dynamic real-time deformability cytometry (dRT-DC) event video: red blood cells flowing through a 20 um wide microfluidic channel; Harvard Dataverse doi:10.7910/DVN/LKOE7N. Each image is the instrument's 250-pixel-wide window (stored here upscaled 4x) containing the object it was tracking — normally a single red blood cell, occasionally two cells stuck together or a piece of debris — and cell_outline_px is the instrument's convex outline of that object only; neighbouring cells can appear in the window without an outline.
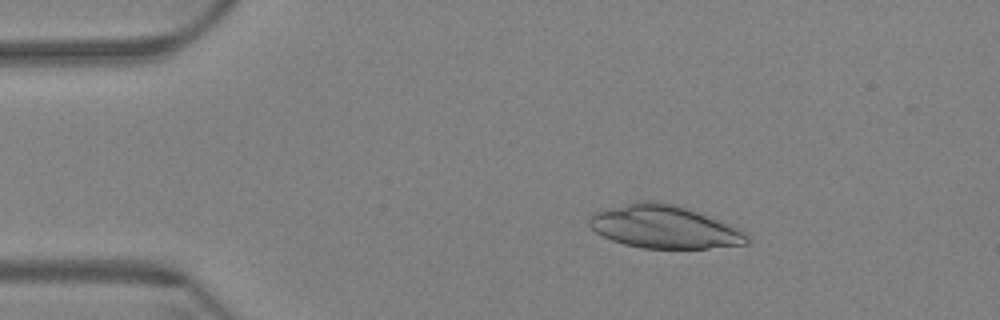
{"species": "Egyptian fruit bat (a non-hibernating species)", "species_latin": "Rousettus aegyptiacus", "temperature_condition": "warm", "stored_images_in_passage": 52, "camera_frame_rate_fps": 3000, "um_per_image_px": 0.085, "animal": {"sex": "female"}, "frame": {"image": 1, "passage_image": 1, "time_ms": 0.0, "image_size_px": [1000, 320], "cell_outline_px": [[748, 244], [708, 248], [640, 248], [624, 244], [612, 240], [596, 232], [588, 224], [588, 216], [596, 212], [636, 200], [660, 200], [692, 208], [720, 220], [744, 232], [748, 236]], "centroid_in_image_um": [56.45, 19.25], "position_along_channel_um": 28.6, "area_um2": 39.82}}
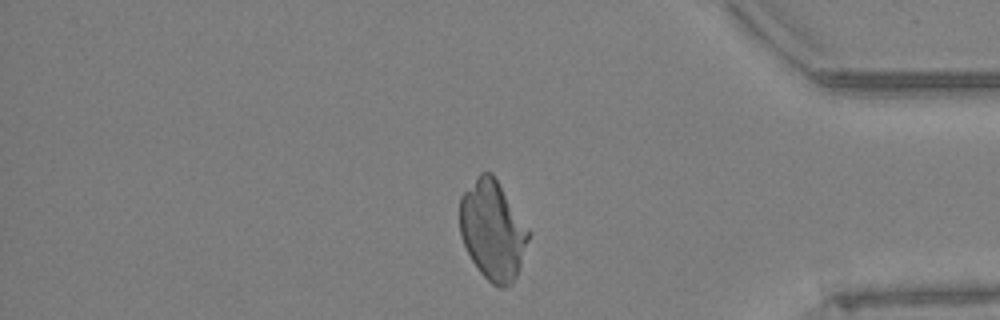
{"frame": {"image": 2, "passage_image": 42, "time_ms": 13.667, "image_size_px": [1000, 320], "cell_outline_px": [[528, 240], [516, 276], [512, 284], [504, 288], [500, 288], [492, 284], [480, 272], [472, 260], [460, 236], [460, 196], [480, 172], [492, 172], [528, 228]], "centroid_in_image_um": [41.85, 19.56], "position_along_channel_um": 393.4, "area_um2": 39.3}}
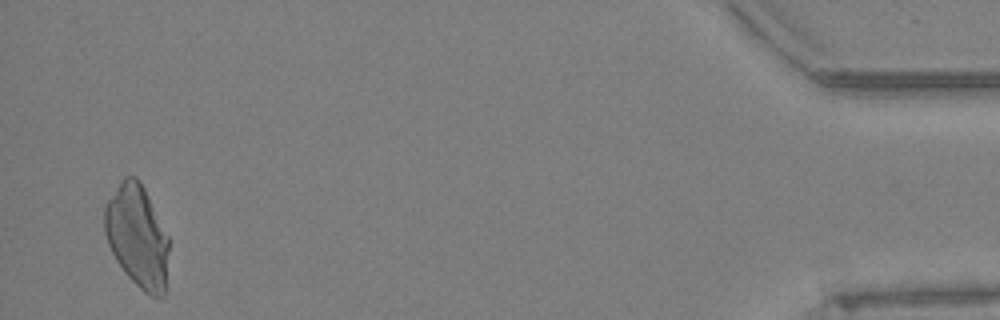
{"frame": {"image": 3, "passage_image": 50, "time_ms": 16.333, "image_size_px": [1000, 320], "cell_outline_px": [[168, 252], [164, 296], [152, 296], [144, 292], [124, 272], [116, 260], [108, 244], [104, 232], [104, 208], [108, 200], [124, 176], [136, 176], [140, 180], [168, 236]], "centroid_in_image_um": [11.65, 20.07], "position_along_channel_um": 423.5, "area_um2": 38.03}}